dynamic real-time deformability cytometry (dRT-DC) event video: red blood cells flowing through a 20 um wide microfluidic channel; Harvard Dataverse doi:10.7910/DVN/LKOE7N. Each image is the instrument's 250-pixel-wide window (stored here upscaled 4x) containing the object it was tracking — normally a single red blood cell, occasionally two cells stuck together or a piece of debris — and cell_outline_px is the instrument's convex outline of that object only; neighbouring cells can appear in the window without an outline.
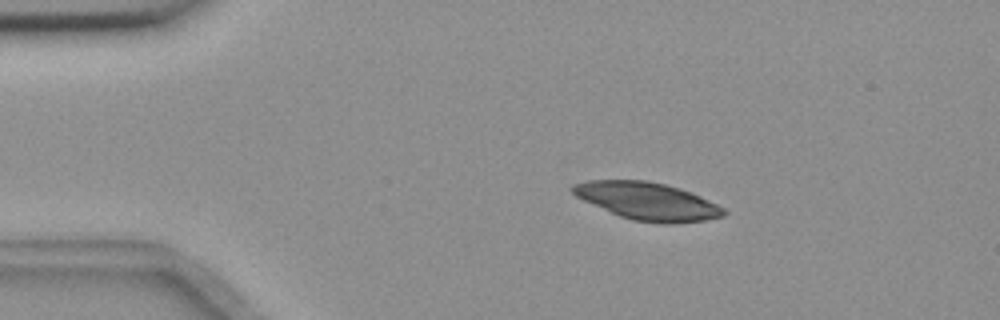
{"species": "common noctule bat (a hibernating species)", "species_latin": "Nyctalus noctula", "temperature_condition": "room temperature", "stored_images_in_passage": 3, "camera_frame_rate_fps": 3000, "um_per_image_px": 0.085, "animal": {"sex": "female", "body_mass_g": 18.4}, "frame": {"image": 1, "passage_image": 2, "time_ms": 0.333, "image_size_px": [1000, 320], "cell_outline_px": [[728, 212], [724, 216], [704, 220], [672, 224], [660, 224], [632, 220], [620, 216], [584, 200], [576, 196], [568, 188], [572, 184], [588, 180], [648, 180], [680, 188], [692, 192], [724, 208]], "centroid_in_image_um": [55.03, 17.09], "position_along_channel_um": 30.0, "area_um2": 33.12}}